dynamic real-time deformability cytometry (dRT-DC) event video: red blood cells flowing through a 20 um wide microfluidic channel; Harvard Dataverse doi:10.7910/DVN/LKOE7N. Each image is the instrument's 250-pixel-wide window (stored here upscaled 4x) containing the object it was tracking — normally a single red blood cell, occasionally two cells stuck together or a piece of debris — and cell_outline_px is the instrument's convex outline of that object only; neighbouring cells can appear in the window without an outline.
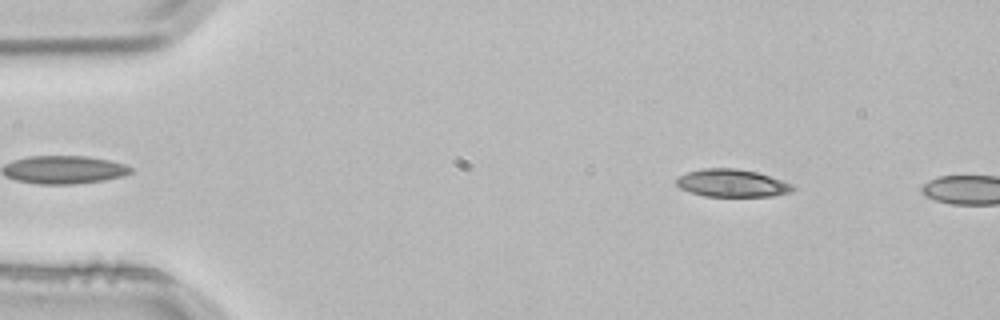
{"species": "common noctule bat (a hibernating species)", "species_latin": "Nyctalus noctula", "temperature_condition": "room temperature", "stored_images_in_passage": 2, "camera_frame_rate_fps": 3000, "um_per_image_px": 0.085, "animal": {"sex": "male", "body_mass_g": 21.5, "forearm_length_mm": 52.0}, "frame": {"image": 1, "passage_image": 1, "time_ms": 0.0, "image_size_px": [1000, 320], "cell_outline_px": [[796, 188], [792, 192], [772, 196], [704, 196], [680, 188], [676, 184], [676, 180], [680, 176], [688, 172], [704, 168], [736, 168], [756, 172], [796, 184]], "centroid_in_image_um": [62.29, 15.57], "position_along_channel_um": 22.7, "area_um2": 18.79}}